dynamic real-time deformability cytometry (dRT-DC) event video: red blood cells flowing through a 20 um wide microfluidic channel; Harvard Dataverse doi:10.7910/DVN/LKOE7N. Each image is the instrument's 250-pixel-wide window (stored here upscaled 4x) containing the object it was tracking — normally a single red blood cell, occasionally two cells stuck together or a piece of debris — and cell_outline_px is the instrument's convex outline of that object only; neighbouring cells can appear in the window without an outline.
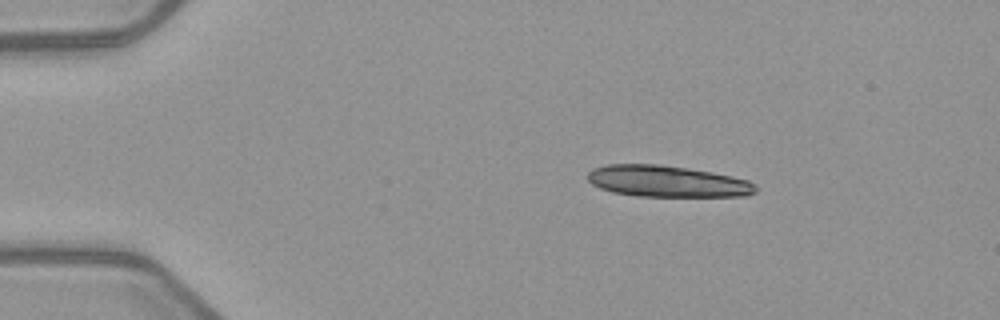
{"species": "common noctule bat (a hibernating species)", "species_latin": "Nyctalus noctula", "temperature_condition": "warm", "stored_images_in_passage": 5, "camera_frame_rate_fps": 3000, "um_per_image_px": 0.085, "animal": {"sex": "female", "body_mass_g": 21.9}, "frame": {"image": 1, "passage_image": 2, "time_ms": 1.0, "image_size_px": [1000, 320], "cell_outline_px": [[756, 192], [744, 196], [636, 196], [612, 192], [600, 188], [592, 184], [588, 180], [588, 172], [592, 168], [608, 164], [660, 164], [688, 168], [712, 172], [732, 176], [748, 180], [756, 184]], "centroid_in_image_um": [56.7, 15.41], "position_along_channel_um": 28.3, "area_um2": 30.87}}